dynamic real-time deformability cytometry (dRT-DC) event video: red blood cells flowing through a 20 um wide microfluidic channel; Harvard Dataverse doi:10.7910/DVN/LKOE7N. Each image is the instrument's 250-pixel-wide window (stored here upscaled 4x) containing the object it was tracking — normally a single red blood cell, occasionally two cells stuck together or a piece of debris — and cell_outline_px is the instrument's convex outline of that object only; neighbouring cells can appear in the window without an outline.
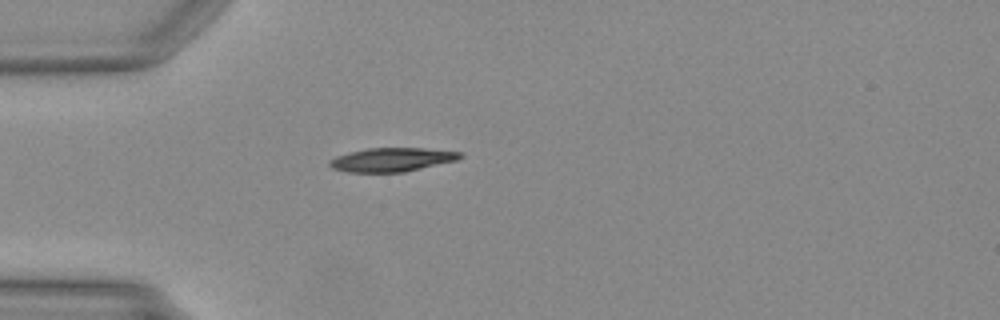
{"species": "Egyptian fruit bat (a non-hibernating species)", "species_latin": "Rousettus aegyptiacus", "temperature_condition": "warm", "stored_images_in_passage": 36, "camera_frame_rate_fps": 3000, "um_per_image_px": 0.085, "animal": {"sex": "female"}, "frame": {"image": 1, "passage_image": 1, "time_ms": 0.0, "image_size_px": [1000, 320], "cell_outline_px": [[464, 156], [456, 160], [404, 172], [348, 172], [332, 168], [328, 164], [336, 156], [368, 148], [424, 148], [460, 152]], "centroid_in_image_um": [33.32, 13.57], "position_along_channel_um": 51.7, "area_um2": 17.8}}
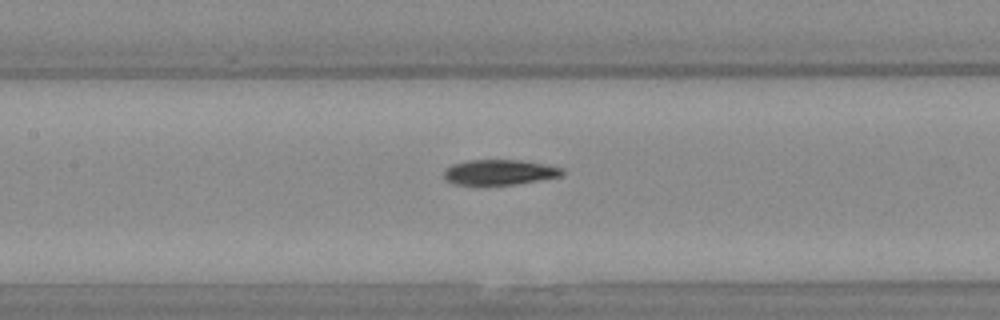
{"frame": {"image": 2, "passage_image": 10, "time_ms": 3.0, "image_size_px": [1000, 320], "cell_outline_px": [[564, 172], [560, 176], [516, 184], [452, 184], [444, 180], [444, 172], [452, 164], [468, 160], [520, 160], [544, 164], [564, 168]], "centroid_in_image_um": [42.44, 14.63], "position_along_channel_um": 165.0, "area_um2": 17.22}}
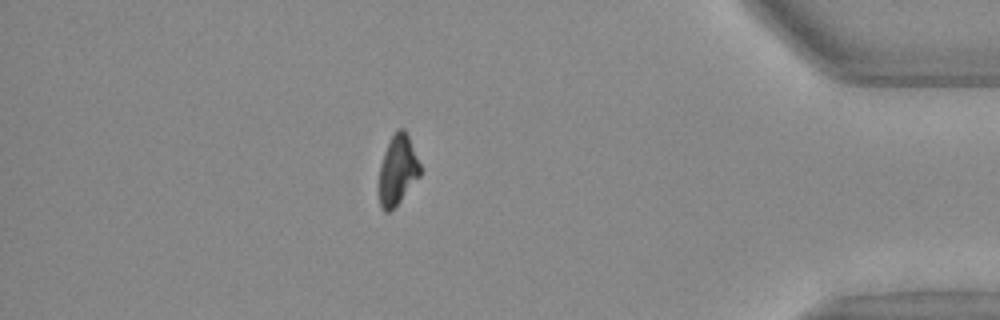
{"frame": {"image": 3, "passage_image": 30, "time_ms": 9.667, "image_size_px": [1000, 320], "cell_outline_px": [[420, 176], [400, 200], [388, 212], [384, 212], [380, 208], [380, 164], [384, 152], [392, 136], [400, 128], [404, 128], [408, 136], [420, 164]], "centroid_in_image_um": [33.8, 14.46], "position_along_channel_um": 401.4, "area_um2": 16.18}}